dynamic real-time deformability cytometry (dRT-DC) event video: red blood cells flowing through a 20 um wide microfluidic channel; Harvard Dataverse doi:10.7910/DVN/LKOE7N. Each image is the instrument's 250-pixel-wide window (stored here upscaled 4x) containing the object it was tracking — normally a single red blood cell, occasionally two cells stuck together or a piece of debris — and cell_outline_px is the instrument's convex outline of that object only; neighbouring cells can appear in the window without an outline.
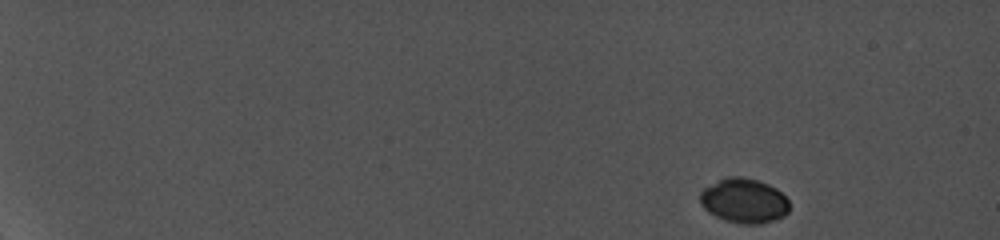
{"species": "common noctule bat (a hibernating species)", "species_latin": "Nyctalus noctula", "temperature_condition": "cold", "stored_images_in_passage": 39, "camera_frame_rate_fps": 5000, "um_per_image_px": 0.085, "animal": {"sex": "female", "body_mass_g": 19.0, "forearm_length_mm": 56.7}, "frame": {"image": 1, "passage_image": 1, "time_ms": 0.0, "image_size_px": [1000, 240], "cell_outline_px": [[788, 212], [784, 216], [760, 224], [740, 224], [724, 220], [708, 212], [700, 204], [700, 192], [704, 188], [728, 176], [740, 176], [756, 180], [768, 184], [776, 188], [788, 200]], "centroid_in_image_um": [63.22, 17.07], "position_along_channel_um": 21.8, "area_um2": 23.12}}
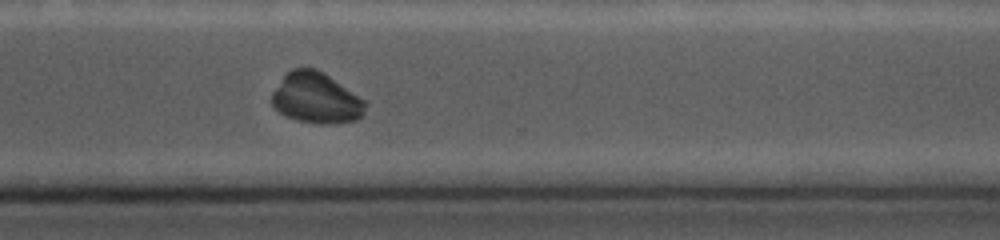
{"frame": {"image": 2, "passage_image": 36, "time_ms": 13.4, "image_size_px": [1000, 240], "cell_outline_px": [[368, 104], [364, 116], [356, 120], [328, 124], [320, 124], [296, 120], [280, 112], [272, 104], [272, 92], [284, 72], [292, 68], [316, 68], [364, 100]], "centroid_in_image_um": [26.86, 8.33], "position_along_channel_um": 343.7, "area_um2": 27.63}}
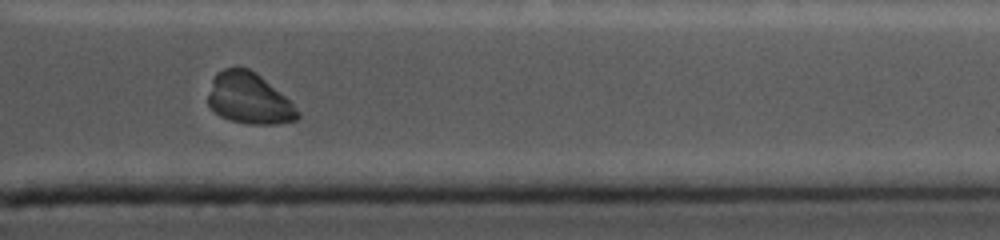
{"frame": {"image": 3, "passage_image": 39, "time_ms": 14.6, "image_size_px": [1000, 240], "cell_outline_px": [[300, 116], [296, 120], [276, 124], [248, 124], [232, 120], [220, 116], [208, 104], [208, 96], [212, 80], [216, 72], [224, 68], [248, 68], [256, 72], [284, 96], [300, 112]], "centroid_in_image_um": [21.16, 8.37], "position_along_channel_um": 390.2, "area_um2": 26.36}}